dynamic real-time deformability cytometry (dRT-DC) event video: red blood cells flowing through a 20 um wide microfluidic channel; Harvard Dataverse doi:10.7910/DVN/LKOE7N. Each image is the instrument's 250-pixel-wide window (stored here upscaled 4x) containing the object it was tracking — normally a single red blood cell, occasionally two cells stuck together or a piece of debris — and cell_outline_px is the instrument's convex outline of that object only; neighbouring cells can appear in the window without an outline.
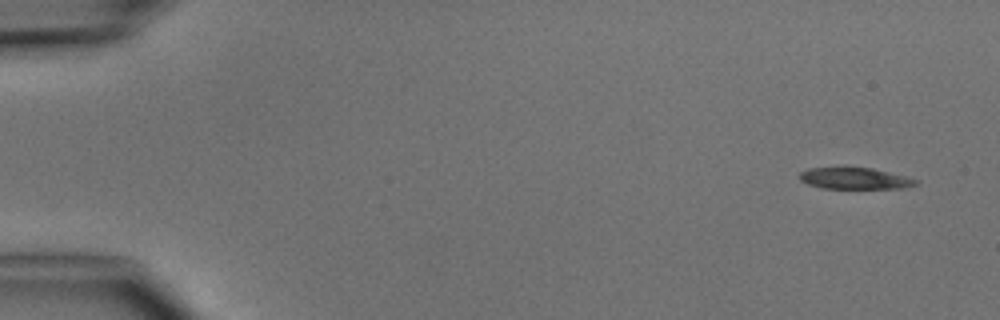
{"species": "common noctule bat (a hibernating species)", "species_latin": "Nyctalus noctula", "temperature_condition": "cold", "stored_images_in_passage": 5, "segment_of_instrument_passage": [1, 2], "camera_frame_rate_fps": 3000, "um_per_image_px": 0.085, "animal": {"sex": "male", "body_mass_g": 15.6}, "frame": {"image": 1, "passage_image": 1, "time_ms": 0.0, "image_size_px": [1000, 320], "cell_outline_px": [[920, 184], [904, 188], [820, 188], [808, 184], [800, 180], [800, 172], [808, 168], [872, 168], [920, 180]], "centroid_in_image_um": [72.69, 15.17], "position_along_channel_um": 12.3, "area_um2": 14.39}}
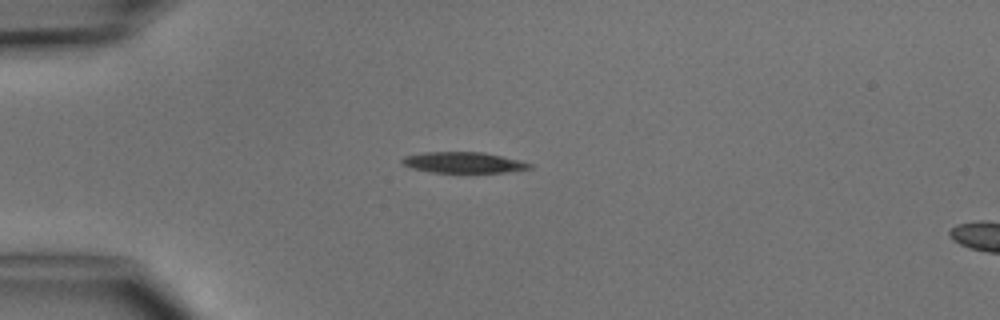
{"frame": {"image": 2, "passage_image": 4, "time_ms": 3.333, "image_size_px": [1000, 320], "cell_outline_px": [[532, 168], [508, 172], [432, 172], [412, 168], [404, 164], [400, 160], [404, 156], [424, 152], [484, 152], [520, 160], [532, 164]], "centroid_in_image_um": [39.41, 13.8], "position_along_channel_um": 45.6, "area_um2": 15.43}}